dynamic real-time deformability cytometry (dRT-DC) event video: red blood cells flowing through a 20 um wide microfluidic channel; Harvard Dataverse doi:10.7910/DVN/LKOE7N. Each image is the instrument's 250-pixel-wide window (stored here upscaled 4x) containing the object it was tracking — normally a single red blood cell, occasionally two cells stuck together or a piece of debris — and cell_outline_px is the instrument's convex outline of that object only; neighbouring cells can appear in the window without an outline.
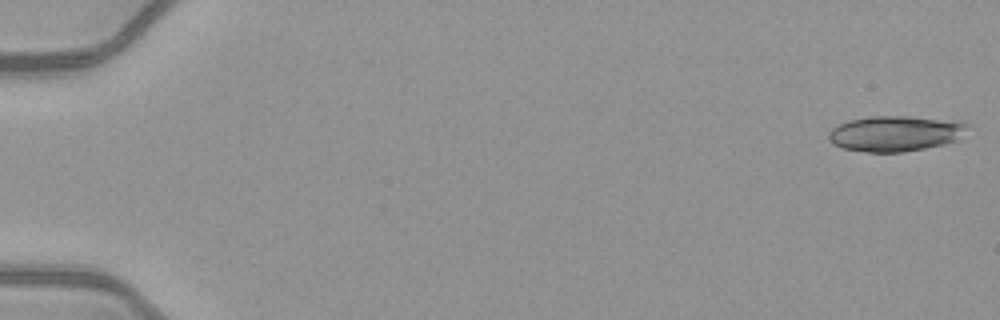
{"species": "common noctule bat (a hibernating species)", "species_latin": "Nyctalus noctula", "temperature_condition": "warm", "stored_images_in_passage": 19, "camera_frame_rate_fps": 3000, "um_per_image_px": 0.085, "animal": {"sex": "female", "body_mass_g": 21.9}, "frame": {"image": 1, "passage_image": 1, "time_ms": 0.0, "image_size_px": [1000, 320], "cell_outline_px": [[968, 124], [960, 140], [944, 144], [904, 152], [868, 152], [840, 148], [832, 144], [828, 136], [828, 132], [832, 128], [848, 120], [872, 116], [908, 116], [964, 120]], "centroid_in_image_um": [76.14, 11.34], "position_along_channel_um": 8.9, "area_um2": 29.19}}
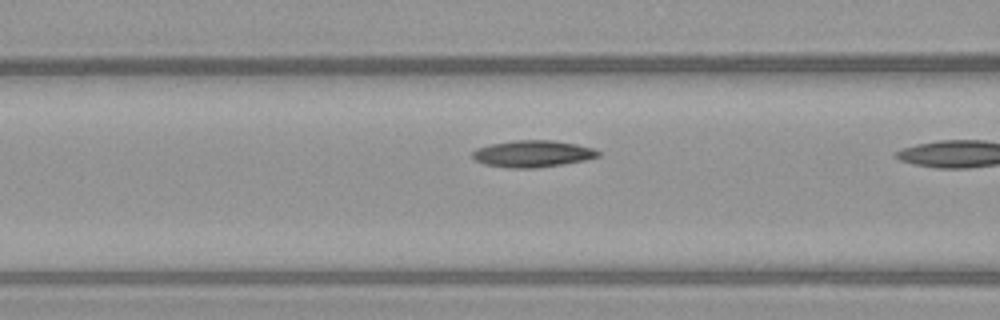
{"frame": {"image": 2, "passage_image": 18, "time_ms": 5.667, "image_size_px": [1000, 320], "cell_outline_px": [[600, 156], [584, 160], [536, 168], [512, 168], [484, 164], [476, 160], [472, 156], [472, 152], [476, 148], [492, 144], [512, 140], [552, 140], [576, 144], [592, 148], [600, 152]], "centroid_in_image_um": [45.26, 13.06], "position_along_channel_um": 121.3, "area_um2": 19.42}}